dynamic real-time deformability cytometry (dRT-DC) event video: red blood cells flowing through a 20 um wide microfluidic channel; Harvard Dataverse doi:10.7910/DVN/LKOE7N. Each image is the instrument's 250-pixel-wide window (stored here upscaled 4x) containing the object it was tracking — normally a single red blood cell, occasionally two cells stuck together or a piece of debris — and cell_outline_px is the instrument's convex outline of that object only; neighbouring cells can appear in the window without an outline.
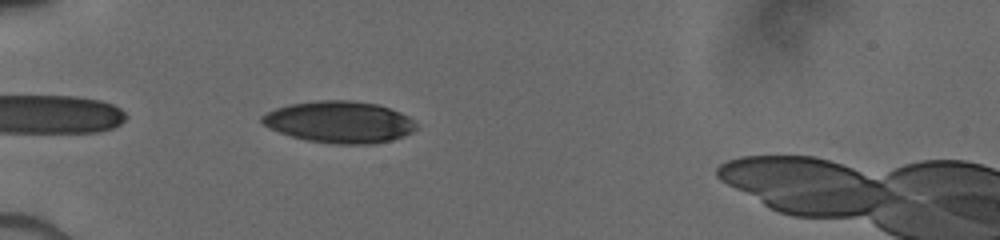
{"species": "human", "species_latin": "Homo sapiens", "temperature_condition": "cold", "stored_images_in_passage": 21, "camera_frame_rate_fps": 3000, "um_per_image_px": 0.085, "donor": {"sex": "male"}, "frame": {"image": 1, "passage_image": 2, "time_ms": 0.333, "image_size_px": [1000, 240], "cell_outline_px": [[416, 128], [412, 132], [392, 140], [372, 144], [336, 144], [308, 140], [292, 136], [268, 128], [260, 120], [260, 116], [276, 108], [288, 104], [316, 100], [352, 100], [376, 104], [400, 112], [408, 116], [416, 124]], "centroid_in_image_um": [28.84, 10.36], "position_along_channel_um": 56.2, "area_um2": 37.4}}
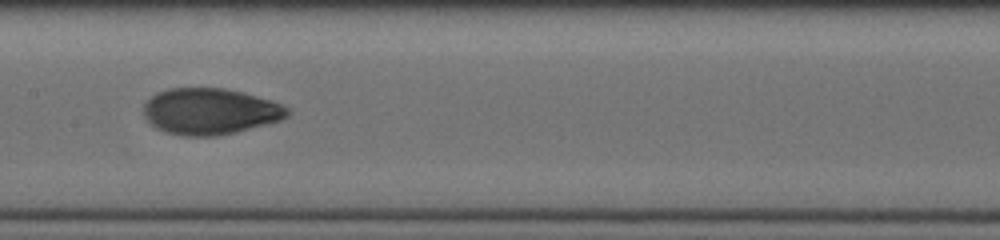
{"frame": {"image": 2, "passage_image": 11, "time_ms": 4.0, "image_size_px": [1000, 240], "cell_outline_px": [[292, 112], [288, 116], [280, 120], [236, 132], [216, 136], [180, 136], [164, 132], [156, 128], [144, 116], [144, 104], [156, 92], [168, 88], [224, 88], [244, 92], [272, 100], [288, 108]], "centroid_in_image_um": [17.85, 9.46], "position_along_channel_um": 189.5, "area_um2": 38.96}}
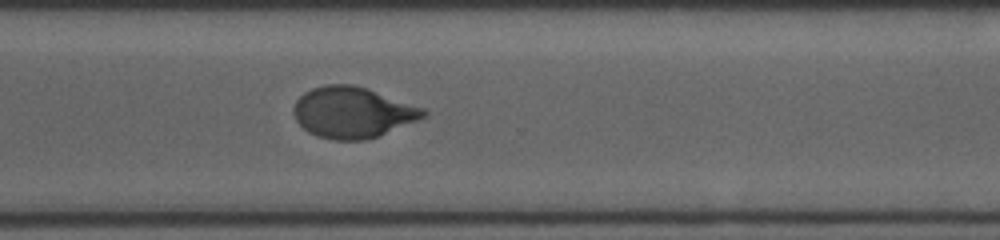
{"frame": {"image": 3, "passage_image": 21, "time_ms": 7.667, "image_size_px": [1000, 240], "cell_outline_px": [[428, 112], [424, 116], [416, 120], [368, 140], [332, 140], [316, 136], [308, 132], [296, 120], [292, 112], [292, 108], [296, 100], [304, 92], [312, 88], [324, 84], [352, 84], [424, 108]], "centroid_in_image_um": [29.9, 9.56], "position_along_channel_um": 340.7, "area_um2": 38.26}}